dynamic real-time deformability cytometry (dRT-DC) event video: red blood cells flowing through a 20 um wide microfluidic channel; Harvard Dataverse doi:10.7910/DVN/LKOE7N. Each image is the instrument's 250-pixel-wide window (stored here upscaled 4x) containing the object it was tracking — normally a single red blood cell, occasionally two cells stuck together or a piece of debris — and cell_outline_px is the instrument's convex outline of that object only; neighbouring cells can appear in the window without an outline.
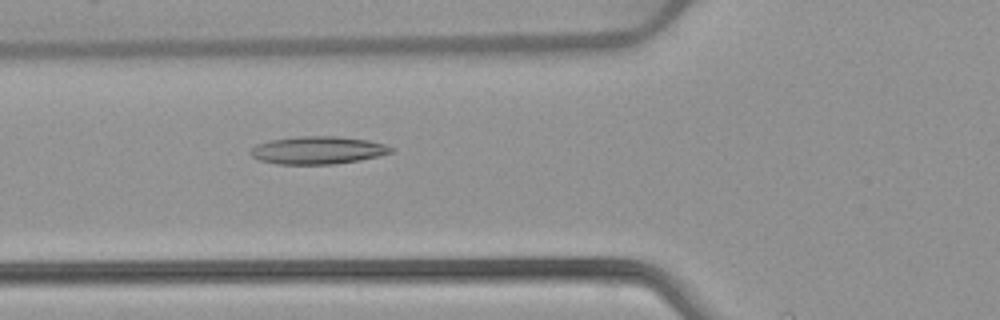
{"species": "common noctule bat (a hibernating species)", "species_latin": "Nyctalus noctula", "temperature_condition": "warm", "stored_images_in_passage": 19, "camera_frame_rate_fps": 3000, "um_per_image_px": 0.085, "animal": {"sex": "female", "body_mass_g": 22.7, "forearm_length_mm": 54.2}, "frame": {"image": 1, "passage_image": 19, "time_ms": 6.0, "image_size_px": [1000, 320], "cell_outline_px": [[396, 148], [392, 152], [360, 160], [336, 164], [276, 164], [260, 160], [252, 156], [248, 152], [256, 144], [272, 140], [296, 136], [336, 136], [368, 140], [384, 144]], "centroid_in_image_um": [27.01, 12.77], "position_along_channel_um": 98.8, "area_um2": 22.72}}